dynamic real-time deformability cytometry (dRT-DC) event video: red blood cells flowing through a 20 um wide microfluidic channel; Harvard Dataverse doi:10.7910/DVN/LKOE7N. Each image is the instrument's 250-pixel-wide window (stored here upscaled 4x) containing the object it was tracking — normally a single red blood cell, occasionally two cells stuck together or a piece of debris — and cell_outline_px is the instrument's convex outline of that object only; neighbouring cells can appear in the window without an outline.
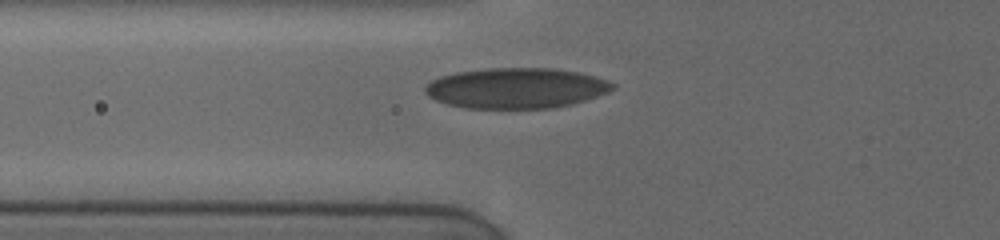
{"species": "human", "species_latin": "Homo sapiens", "temperature_condition": "cold", "stored_images_in_passage": 11, "camera_frame_rate_fps": 3000, "um_per_image_px": 0.085, "donor": {"sex": "female"}, "frame": {"image": 1, "passage_image": 3, "time_ms": 1.667, "image_size_px": [1000, 240], "cell_outline_px": [[616, 88], [608, 92], [572, 104], [552, 108], [464, 108], [448, 104], [436, 100], [428, 96], [424, 92], [424, 88], [432, 80], [440, 76], [456, 72], [488, 68], [556, 68], [580, 72], [596, 76], [608, 80], [616, 84]], "centroid_in_image_um": [43.9, 7.48], "position_along_channel_um": 81.9, "area_um2": 44.45}}
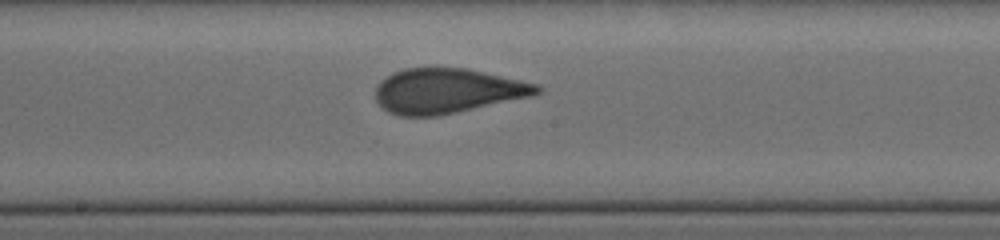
{"frame": {"image": 2, "passage_image": 8, "time_ms": 5.0, "image_size_px": [1000, 240], "cell_outline_px": [[544, 92], [532, 96], [456, 112], [436, 116], [400, 116], [388, 112], [376, 100], [376, 84], [380, 80], [392, 72], [404, 68], [468, 68], [540, 84], [544, 88]], "centroid_in_image_um": [38.05, 7.71], "position_along_channel_um": 210.1, "area_um2": 42.48}}
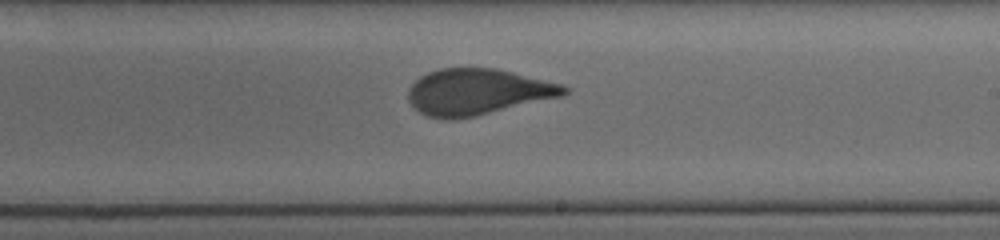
{"frame": {"image": 3, "passage_image": 10, "time_ms": 6.0, "image_size_px": [1000, 240], "cell_outline_px": [[568, 92], [564, 96], [476, 116], [444, 120], [428, 116], [420, 112], [408, 100], [408, 88], [420, 76], [428, 72], [440, 68], [496, 68], [560, 84], [568, 88]], "centroid_in_image_um": [40.58, 7.81], "position_along_channel_um": 248.4, "area_um2": 41.73}}